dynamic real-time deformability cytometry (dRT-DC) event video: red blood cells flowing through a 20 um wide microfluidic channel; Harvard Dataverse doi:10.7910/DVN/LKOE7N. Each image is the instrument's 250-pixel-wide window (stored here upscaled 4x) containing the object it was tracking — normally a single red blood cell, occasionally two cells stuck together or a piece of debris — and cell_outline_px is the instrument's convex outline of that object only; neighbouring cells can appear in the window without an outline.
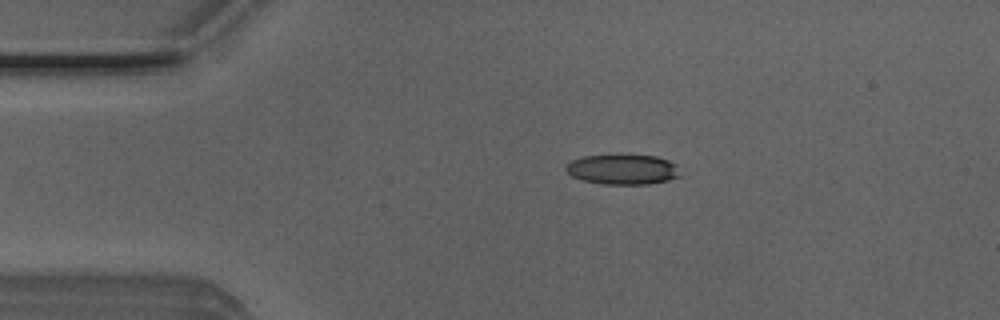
{"species": "Egyptian fruit bat (a non-hibernating species)", "species_latin": "Rousettus aegyptiacus", "temperature_condition": "room temperature", "stored_images_in_passage": 52, "camera_frame_rate_fps": 3000, "um_per_image_px": 0.085, "animal": {"sex": "male"}, "frame": {"image": 1, "passage_image": 9, "time_ms": 2.667, "image_size_px": [1000, 320], "cell_outline_px": [[680, 176], [668, 180], [648, 184], [600, 184], [584, 180], [572, 176], [564, 168], [572, 160], [584, 156], [620, 152], [656, 156], [668, 160], [676, 164]], "centroid_in_image_um": [52.93, 14.35], "position_along_channel_um": 32.1, "area_um2": 20.69}}
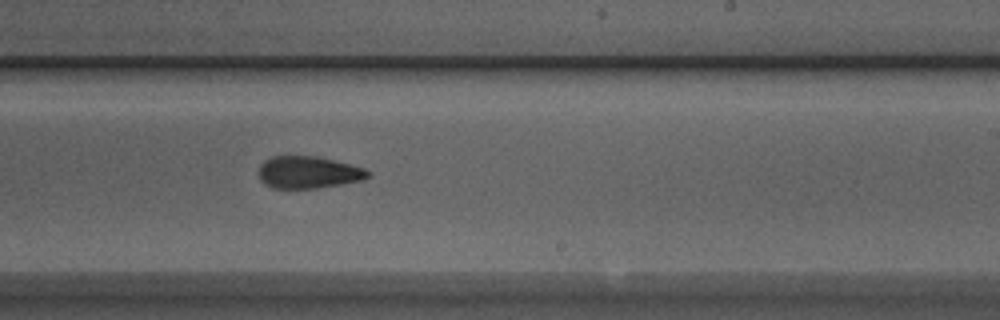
{"frame": {"image": 2, "passage_image": 30, "time_ms": 9.667, "image_size_px": [1000, 320], "cell_outline_px": [[372, 172], [364, 180], [316, 188], [272, 188], [264, 184], [260, 180], [256, 172], [260, 164], [264, 160], [272, 156], [316, 156], [364, 168]], "centroid_in_image_um": [26.15, 14.65], "position_along_channel_um": 262.9, "area_um2": 20.58}}
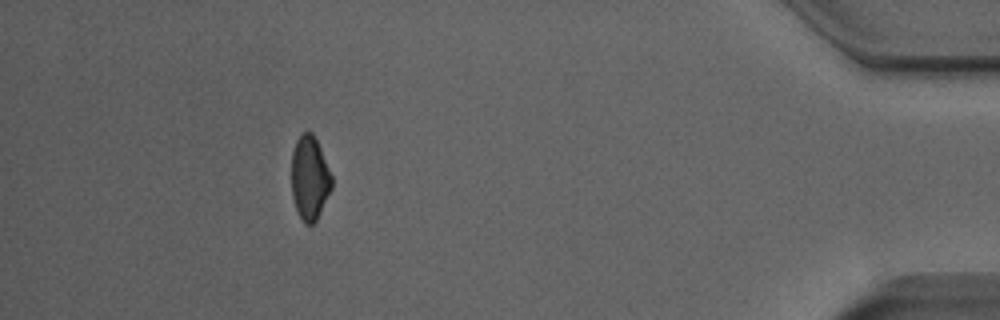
{"frame": {"image": 3, "passage_image": 46, "time_ms": 15.0, "image_size_px": [1000, 320], "cell_outline_px": [[332, 188], [316, 220], [312, 224], [304, 224], [296, 208], [292, 196], [292, 152], [296, 140], [300, 132], [312, 132], [320, 148], [332, 176]], "centroid_in_image_um": [26.31, 15.11], "position_along_channel_um": 408.9, "area_um2": 19.54}}